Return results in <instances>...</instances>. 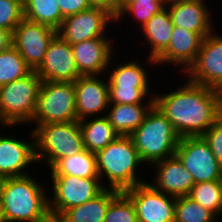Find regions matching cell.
<instances>
[{
	"mask_svg": "<svg viewBox=\"0 0 222 222\" xmlns=\"http://www.w3.org/2000/svg\"><path fill=\"white\" fill-rule=\"evenodd\" d=\"M154 104L181 137L202 136L222 115V91L186 81L154 95Z\"/></svg>",
	"mask_w": 222,
	"mask_h": 222,
	"instance_id": "6da1fadb",
	"label": "cell"
},
{
	"mask_svg": "<svg viewBox=\"0 0 222 222\" xmlns=\"http://www.w3.org/2000/svg\"><path fill=\"white\" fill-rule=\"evenodd\" d=\"M29 174L5 178L0 186L3 222H53L49 212V192Z\"/></svg>",
	"mask_w": 222,
	"mask_h": 222,
	"instance_id": "7a4b0ae2",
	"label": "cell"
},
{
	"mask_svg": "<svg viewBox=\"0 0 222 222\" xmlns=\"http://www.w3.org/2000/svg\"><path fill=\"white\" fill-rule=\"evenodd\" d=\"M95 156L100 180L106 178V182L109 183H106V188L125 191L148 182L137 170L141 165L143 168L144 162L130 136H119L104 149L97 151Z\"/></svg>",
	"mask_w": 222,
	"mask_h": 222,
	"instance_id": "3957f363",
	"label": "cell"
},
{
	"mask_svg": "<svg viewBox=\"0 0 222 222\" xmlns=\"http://www.w3.org/2000/svg\"><path fill=\"white\" fill-rule=\"evenodd\" d=\"M130 137L141 160L144 164L147 163L148 168H151L152 163L175 155L180 141V136L172 123L155 104Z\"/></svg>",
	"mask_w": 222,
	"mask_h": 222,
	"instance_id": "277c9868",
	"label": "cell"
},
{
	"mask_svg": "<svg viewBox=\"0 0 222 222\" xmlns=\"http://www.w3.org/2000/svg\"><path fill=\"white\" fill-rule=\"evenodd\" d=\"M41 78L31 71L23 78L0 86V126L31 123L37 106Z\"/></svg>",
	"mask_w": 222,
	"mask_h": 222,
	"instance_id": "5b68a950",
	"label": "cell"
},
{
	"mask_svg": "<svg viewBox=\"0 0 222 222\" xmlns=\"http://www.w3.org/2000/svg\"><path fill=\"white\" fill-rule=\"evenodd\" d=\"M37 163L51 169L60 159L84 150L79 121L39 125L34 130Z\"/></svg>",
	"mask_w": 222,
	"mask_h": 222,
	"instance_id": "8992f818",
	"label": "cell"
},
{
	"mask_svg": "<svg viewBox=\"0 0 222 222\" xmlns=\"http://www.w3.org/2000/svg\"><path fill=\"white\" fill-rule=\"evenodd\" d=\"M142 64L135 59L115 65L113 70L107 69L110 71L106 77L109 85V103L154 104L155 93L150 90L149 74Z\"/></svg>",
	"mask_w": 222,
	"mask_h": 222,
	"instance_id": "52a82bcc",
	"label": "cell"
},
{
	"mask_svg": "<svg viewBox=\"0 0 222 222\" xmlns=\"http://www.w3.org/2000/svg\"><path fill=\"white\" fill-rule=\"evenodd\" d=\"M74 121H78L74 82L42 81L32 130L42 124Z\"/></svg>",
	"mask_w": 222,
	"mask_h": 222,
	"instance_id": "ba28073f",
	"label": "cell"
},
{
	"mask_svg": "<svg viewBox=\"0 0 222 222\" xmlns=\"http://www.w3.org/2000/svg\"><path fill=\"white\" fill-rule=\"evenodd\" d=\"M49 212L54 222L65 210L96 198L105 189L100 178H80L71 175H50ZM53 183V184H52ZM51 197V198H50Z\"/></svg>",
	"mask_w": 222,
	"mask_h": 222,
	"instance_id": "9c48e42d",
	"label": "cell"
},
{
	"mask_svg": "<svg viewBox=\"0 0 222 222\" xmlns=\"http://www.w3.org/2000/svg\"><path fill=\"white\" fill-rule=\"evenodd\" d=\"M175 154L195 183L221 180L222 166L202 136L181 137Z\"/></svg>",
	"mask_w": 222,
	"mask_h": 222,
	"instance_id": "30bf717a",
	"label": "cell"
},
{
	"mask_svg": "<svg viewBox=\"0 0 222 222\" xmlns=\"http://www.w3.org/2000/svg\"><path fill=\"white\" fill-rule=\"evenodd\" d=\"M115 23V15L105 7L90 9L64 18L57 34L70 45L98 37H106L108 25Z\"/></svg>",
	"mask_w": 222,
	"mask_h": 222,
	"instance_id": "8fae6325",
	"label": "cell"
},
{
	"mask_svg": "<svg viewBox=\"0 0 222 222\" xmlns=\"http://www.w3.org/2000/svg\"><path fill=\"white\" fill-rule=\"evenodd\" d=\"M188 81L222 91V35L203 38L195 61L184 72Z\"/></svg>",
	"mask_w": 222,
	"mask_h": 222,
	"instance_id": "7c38bea8",
	"label": "cell"
},
{
	"mask_svg": "<svg viewBox=\"0 0 222 222\" xmlns=\"http://www.w3.org/2000/svg\"><path fill=\"white\" fill-rule=\"evenodd\" d=\"M57 30L50 26L23 19L12 33V45L32 71L42 64L45 53Z\"/></svg>",
	"mask_w": 222,
	"mask_h": 222,
	"instance_id": "4fadbf2b",
	"label": "cell"
},
{
	"mask_svg": "<svg viewBox=\"0 0 222 222\" xmlns=\"http://www.w3.org/2000/svg\"><path fill=\"white\" fill-rule=\"evenodd\" d=\"M123 192L131 199L139 222H175V197L156 190L148 182Z\"/></svg>",
	"mask_w": 222,
	"mask_h": 222,
	"instance_id": "5bb4252c",
	"label": "cell"
},
{
	"mask_svg": "<svg viewBox=\"0 0 222 222\" xmlns=\"http://www.w3.org/2000/svg\"><path fill=\"white\" fill-rule=\"evenodd\" d=\"M31 136V137H30ZM32 140L16 139L14 136L0 134V177L2 179L29 175V165L36 163L35 135L31 130Z\"/></svg>",
	"mask_w": 222,
	"mask_h": 222,
	"instance_id": "9a60e30c",
	"label": "cell"
},
{
	"mask_svg": "<svg viewBox=\"0 0 222 222\" xmlns=\"http://www.w3.org/2000/svg\"><path fill=\"white\" fill-rule=\"evenodd\" d=\"M100 75L80 76L74 82L77 120L105 116L109 106V85ZM103 112V115H102Z\"/></svg>",
	"mask_w": 222,
	"mask_h": 222,
	"instance_id": "2e32d148",
	"label": "cell"
},
{
	"mask_svg": "<svg viewBox=\"0 0 222 222\" xmlns=\"http://www.w3.org/2000/svg\"><path fill=\"white\" fill-rule=\"evenodd\" d=\"M36 72L42 81L75 82L81 76L71 45L58 34L50 42L44 60Z\"/></svg>",
	"mask_w": 222,
	"mask_h": 222,
	"instance_id": "e0dca14e",
	"label": "cell"
},
{
	"mask_svg": "<svg viewBox=\"0 0 222 222\" xmlns=\"http://www.w3.org/2000/svg\"><path fill=\"white\" fill-rule=\"evenodd\" d=\"M107 39V37H98L71 45L77 70L81 76H101L112 66L114 45L110 41L111 38Z\"/></svg>",
	"mask_w": 222,
	"mask_h": 222,
	"instance_id": "ac0fdd59",
	"label": "cell"
},
{
	"mask_svg": "<svg viewBox=\"0 0 222 222\" xmlns=\"http://www.w3.org/2000/svg\"><path fill=\"white\" fill-rule=\"evenodd\" d=\"M151 165L156 171L149 183L153 188L175 198L189 195L195 182L176 154Z\"/></svg>",
	"mask_w": 222,
	"mask_h": 222,
	"instance_id": "d6986e66",
	"label": "cell"
},
{
	"mask_svg": "<svg viewBox=\"0 0 222 222\" xmlns=\"http://www.w3.org/2000/svg\"><path fill=\"white\" fill-rule=\"evenodd\" d=\"M203 38L195 32L182 27H173L171 39L167 49L155 60L156 65L165 66L178 64L181 73H184L195 61L200 50Z\"/></svg>",
	"mask_w": 222,
	"mask_h": 222,
	"instance_id": "ffe728a7",
	"label": "cell"
},
{
	"mask_svg": "<svg viewBox=\"0 0 222 222\" xmlns=\"http://www.w3.org/2000/svg\"><path fill=\"white\" fill-rule=\"evenodd\" d=\"M206 6L202 1L168 2L166 5L174 26L198 33L202 38L214 31V16Z\"/></svg>",
	"mask_w": 222,
	"mask_h": 222,
	"instance_id": "44dd1931",
	"label": "cell"
},
{
	"mask_svg": "<svg viewBox=\"0 0 222 222\" xmlns=\"http://www.w3.org/2000/svg\"><path fill=\"white\" fill-rule=\"evenodd\" d=\"M173 23L170 13L165 7L160 12L153 15L147 23L140 28L143 33V38L146 39L150 46L147 62L150 66H156V59L167 49L173 31Z\"/></svg>",
	"mask_w": 222,
	"mask_h": 222,
	"instance_id": "7402d4cb",
	"label": "cell"
},
{
	"mask_svg": "<svg viewBox=\"0 0 222 222\" xmlns=\"http://www.w3.org/2000/svg\"><path fill=\"white\" fill-rule=\"evenodd\" d=\"M153 105L109 103L105 116L120 136H130L143 123Z\"/></svg>",
	"mask_w": 222,
	"mask_h": 222,
	"instance_id": "603a6c76",
	"label": "cell"
},
{
	"mask_svg": "<svg viewBox=\"0 0 222 222\" xmlns=\"http://www.w3.org/2000/svg\"><path fill=\"white\" fill-rule=\"evenodd\" d=\"M119 192L106 188L96 198L65 210L54 222H104L109 203Z\"/></svg>",
	"mask_w": 222,
	"mask_h": 222,
	"instance_id": "cb8c5ba5",
	"label": "cell"
},
{
	"mask_svg": "<svg viewBox=\"0 0 222 222\" xmlns=\"http://www.w3.org/2000/svg\"><path fill=\"white\" fill-rule=\"evenodd\" d=\"M84 149L96 153L116 140L120 135L106 116L91 117L79 121Z\"/></svg>",
	"mask_w": 222,
	"mask_h": 222,
	"instance_id": "d4e9b609",
	"label": "cell"
},
{
	"mask_svg": "<svg viewBox=\"0 0 222 222\" xmlns=\"http://www.w3.org/2000/svg\"><path fill=\"white\" fill-rule=\"evenodd\" d=\"M49 175H71L80 178H99L95 153L84 149L70 157L60 159L51 169Z\"/></svg>",
	"mask_w": 222,
	"mask_h": 222,
	"instance_id": "484cf974",
	"label": "cell"
},
{
	"mask_svg": "<svg viewBox=\"0 0 222 222\" xmlns=\"http://www.w3.org/2000/svg\"><path fill=\"white\" fill-rule=\"evenodd\" d=\"M24 6V18L44 24L58 30L64 17L57 0H27Z\"/></svg>",
	"mask_w": 222,
	"mask_h": 222,
	"instance_id": "4316f807",
	"label": "cell"
},
{
	"mask_svg": "<svg viewBox=\"0 0 222 222\" xmlns=\"http://www.w3.org/2000/svg\"><path fill=\"white\" fill-rule=\"evenodd\" d=\"M188 197L212 211L218 218L222 215L221 180L195 183Z\"/></svg>",
	"mask_w": 222,
	"mask_h": 222,
	"instance_id": "83f0119b",
	"label": "cell"
},
{
	"mask_svg": "<svg viewBox=\"0 0 222 222\" xmlns=\"http://www.w3.org/2000/svg\"><path fill=\"white\" fill-rule=\"evenodd\" d=\"M31 71L13 45L0 53V86L23 78Z\"/></svg>",
	"mask_w": 222,
	"mask_h": 222,
	"instance_id": "f1b7e54d",
	"label": "cell"
},
{
	"mask_svg": "<svg viewBox=\"0 0 222 222\" xmlns=\"http://www.w3.org/2000/svg\"><path fill=\"white\" fill-rule=\"evenodd\" d=\"M210 210L188 196L177 197L175 201V222H220Z\"/></svg>",
	"mask_w": 222,
	"mask_h": 222,
	"instance_id": "f546056e",
	"label": "cell"
},
{
	"mask_svg": "<svg viewBox=\"0 0 222 222\" xmlns=\"http://www.w3.org/2000/svg\"><path fill=\"white\" fill-rule=\"evenodd\" d=\"M169 1H153L152 3H139V2H120L119 10L115 15V22L118 24L119 20L125 18L128 14L134 20L138 21V27L141 28L147 23V21L156 13L163 10Z\"/></svg>",
	"mask_w": 222,
	"mask_h": 222,
	"instance_id": "4dcf8cb0",
	"label": "cell"
},
{
	"mask_svg": "<svg viewBox=\"0 0 222 222\" xmlns=\"http://www.w3.org/2000/svg\"><path fill=\"white\" fill-rule=\"evenodd\" d=\"M104 222H139L131 199L123 191L110 201Z\"/></svg>",
	"mask_w": 222,
	"mask_h": 222,
	"instance_id": "1f68e13d",
	"label": "cell"
},
{
	"mask_svg": "<svg viewBox=\"0 0 222 222\" xmlns=\"http://www.w3.org/2000/svg\"><path fill=\"white\" fill-rule=\"evenodd\" d=\"M24 19V6L17 0H0V28L13 33Z\"/></svg>",
	"mask_w": 222,
	"mask_h": 222,
	"instance_id": "d6a6232c",
	"label": "cell"
},
{
	"mask_svg": "<svg viewBox=\"0 0 222 222\" xmlns=\"http://www.w3.org/2000/svg\"><path fill=\"white\" fill-rule=\"evenodd\" d=\"M205 141L222 166V115L215 123L202 135Z\"/></svg>",
	"mask_w": 222,
	"mask_h": 222,
	"instance_id": "836d02e7",
	"label": "cell"
},
{
	"mask_svg": "<svg viewBox=\"0 0 222 222\" xmlns=\"http://www.w3.org/2000/svg\"><path fill=\"white\" fill-rule=\"evenodd\" d=\"M64 18L88 10L92 7L89 0H57Z\"/></svg>",
	"mask_w": 222,
	"mask_h": 222,
	"instance_id": "e575fe53",
	"label": "cell"
},
{
	"mask_svg": "<svg viewBox=\"0 0 222 222\" xmlns=\"http://www.w3.org/2000/svg\"><path fill=\"white\" fill-rule=\"evenodd\" d=\"M92 6L105 7L116 15L120 7L121 0H89Z\"/></svg>",
	"mask_w": 222,
	"mask_h": 222,
	"instance_id": "d590c367",
	"label": "cell"
},
{
	"mask_svg": "<svg viewBox=\"0 0 222 222\" xmlns=\"http://www.w3.org/2000/svg\"><path fill=\"white\" fill-rule=\"evenodd\" d=\"M12 45V33L0 28V53Z\"/></svg>",
	"mask_w": 222,
	"mask_h": 222,
	"instance_id": "8d00e7d4",
	"label": "cell"
},
{
	"mask_svg": "<svg viewBox=\"0 0 222 222\" xmlns=\"http://www.w3.org/2000/svg\"><path fill=\"white\" fill-rule=\"evenodd\" d=\"M153 1H169V0H121V2H139V3H152Z\"/></svg>",
	"mask_w": 222,
	"mask_h": 222,
	"instance_id": "74e56055",
	"label": "cell"
},
{
	"mask_svg": "<svg viewBox=\"0 0 222 222\" xmlns=\"http://www.w3.org/2000/svg\"><path fill=\"white\" fill-rule=\"evenodd\" d=\"M190 1H202L206 2L204 0H169V2H190Z\"/></svg>",
	"mask_w": 222,
	"mask_h": 222,
	"instance_id": "f35d334b",
	"label": "cell"
},
{
	"mask_svg": "<svg viewBox=\"0 0 222 222\" xmlns=\"http://www.w3.org/2000/svg\"><path fill=\"white\" fill-rule=\"evenodd\" d=\"M17 1H19L20 3H22L24 5L27 0H17Z\"/></svg>",
	"mask_w": 222,
	"mask_h": 222,
	"instance_id": "ab89813d",
	"label": "cell"
},
{
	"mask_svg": "<svg viewBox=\"0 0 222 222\" xmlns=\"http://www.w3.org/2000/svg\"><path fill=\"white\" fill-rule=\"evenodd\" d=\"M0 222H3V218H2V215H1V211H0Z\"/></svg>",
	"mask_w": 222,
	"mask_h": 222,
	"instance_id": "60d3db41",
	"label": "cell"
}]
</instances>
